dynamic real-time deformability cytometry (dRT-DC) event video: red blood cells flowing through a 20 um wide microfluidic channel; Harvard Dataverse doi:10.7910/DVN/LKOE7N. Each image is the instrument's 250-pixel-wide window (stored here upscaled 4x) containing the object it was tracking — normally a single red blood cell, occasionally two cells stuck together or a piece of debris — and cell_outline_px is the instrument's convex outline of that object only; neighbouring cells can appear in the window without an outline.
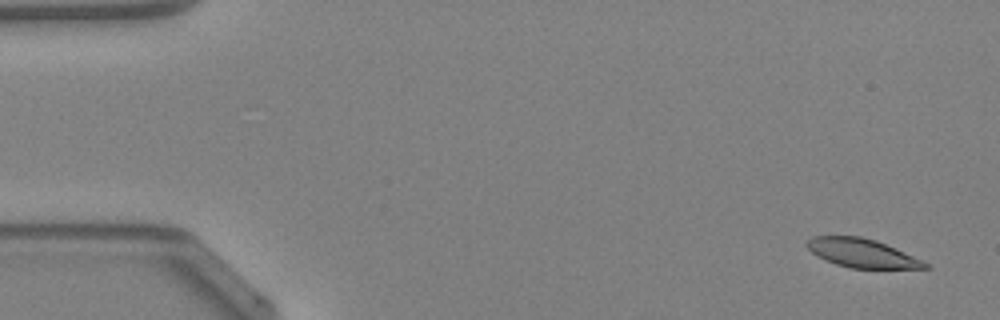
{"species": "Egyptian fruit bat (a non-hibernating species)", "species_latin": "Rousettus aegyptiacus", "temperature_condition": "warm", "stored_images_in_passage": 49, "camera_frame_rate_fps": 3000, "um_per_image_px": 0.085, "animal": {"sex": "female"}, "frame": {"image": 1, "passage_image": 3, "time_ms": 0.667, "image_size_px": [1000, 320], "cell_outline_px": [[932, 268], [852, 268], [836, 264], [812, 252], [804, 244], [812, 236], [860, 236], [876, 240], [896, 248], [928, 264]], "centroid_in_image_um": [73.25, 21.5], "position_along_channel_um": 11.7, "area_um2": 19.36}}
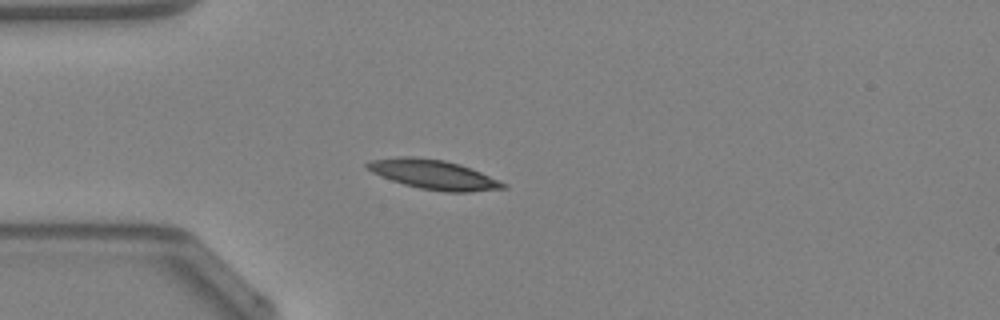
{"frame": {"image": 2, "passage_image": 14, "time_ms": 4.333, "image_size_px": [1000, 320], "cell_outline_px": [[508, 188], [468, 192], [444, 192], [420, 188], [404, 184], [392, 180], [372, 172], [364, 164], [372, 160], [400, 156], [412, 156], [444, 160], [460, 164], [472, 168], [508, 184]], "centroid_in_image_um": [36.9, 14.83], "position_along_channel_um": 48.1, "area_um2": 23.29}}
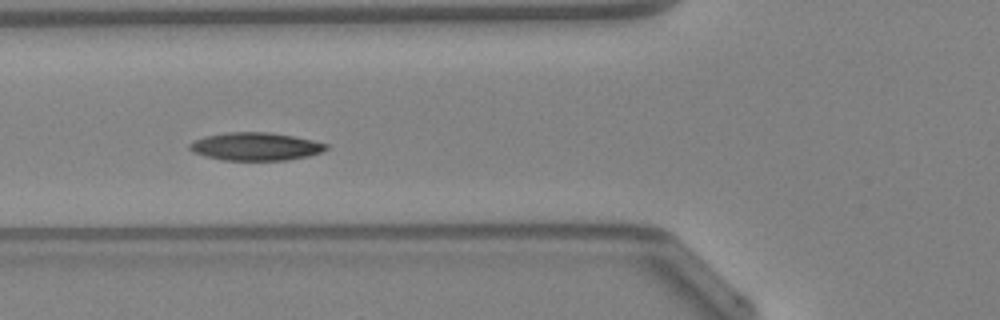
{"frame": {"image": 3, "passage_image": 19, "time_ms": 6.0, "image_size_px": [1000, 320], "cell_outline_px": [[328, 148], [324, 152], [308, 156], [288, 160], [220, 160], [204, 156], [192, 152], [188, 148], [188, 144], [196, 140], [208, 136], [228, 132], [268, 132], [292, 136], [312, 140], [328, 144]], "centroid_in_image_um": [21.74, 12.46], "position_along_channel_um": 104.1, "area_um2": 22.25}, "authors_computed_cell_mechanics": {"area_um2": 21.386, "velocity_mm_per_s": 4.2312, "shape_relaxation_time_tau1_ms": 4.2252, "shape_relaxation_time_tau2_ms": null, "deformation_change_tau1": 0.1264, "deformation_change_tau2": null}}